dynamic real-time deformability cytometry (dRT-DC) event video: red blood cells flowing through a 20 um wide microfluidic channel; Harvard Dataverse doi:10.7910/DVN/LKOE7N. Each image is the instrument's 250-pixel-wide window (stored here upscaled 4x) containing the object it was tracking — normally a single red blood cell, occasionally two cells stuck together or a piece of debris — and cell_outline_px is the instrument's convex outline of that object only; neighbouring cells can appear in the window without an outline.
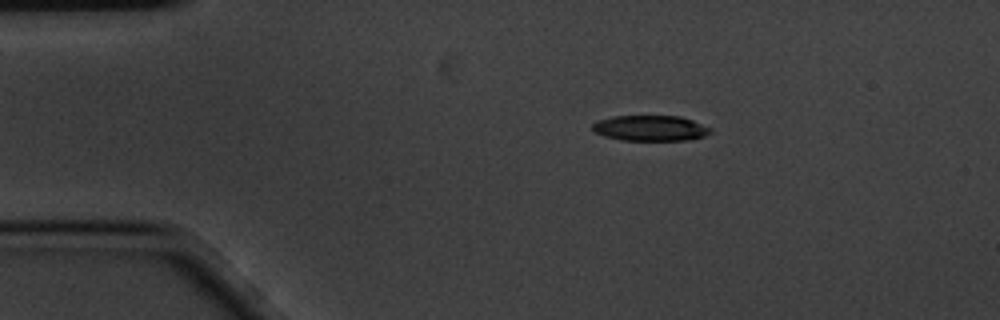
{"species": "common noctule bat (a hibernating species)", "species_latin": "Nyctalus noctula", "temperature_condition": "cold", "stored_images_in_passage": 5, "camera_frame_rate_fps": 3000, "um_per_image_px": 0.085, "animal": {"sex": "male", "body_mass_g": 20.1, "forearm_length_mm": 53.5}, "frame": {"image": 1, "passage_image": 2, "time_ms": 0.333, "image_size_px": [1000, 320], "cell_outline_px": [[712, 132], [704, 136], [688, 140], [620, 140], [604, 136], [596, 132], [592, 128], [592, 124], [596, 120], [616, 116], [680, 116], [692, 120], [712, 128]], "centroid_in_image_um": [55.29, 10.89], "position_along_channel_um": 29.7, "area_um2": 17.57}}
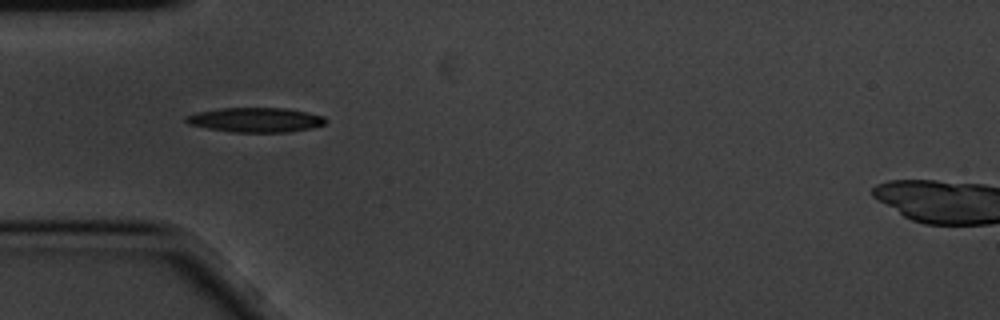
{"frame": {"image": 2, "passage_image": 4, "time_ms": 1.0, "image_size_px": [1000, 320], "cell_outline_px": [[328, 120], [324, 124], [308, 128], [288, 132], [232, 132], [208, 128], [188, 124], [184, 120], [184, 116], [196, 112], [220, 108], [284, 108], [308, 112], [324, 116]], "centroid_in_image_um": [21.7, 10.18], "position_along_channel_um": 63.3, "area_um2": 20.0}}